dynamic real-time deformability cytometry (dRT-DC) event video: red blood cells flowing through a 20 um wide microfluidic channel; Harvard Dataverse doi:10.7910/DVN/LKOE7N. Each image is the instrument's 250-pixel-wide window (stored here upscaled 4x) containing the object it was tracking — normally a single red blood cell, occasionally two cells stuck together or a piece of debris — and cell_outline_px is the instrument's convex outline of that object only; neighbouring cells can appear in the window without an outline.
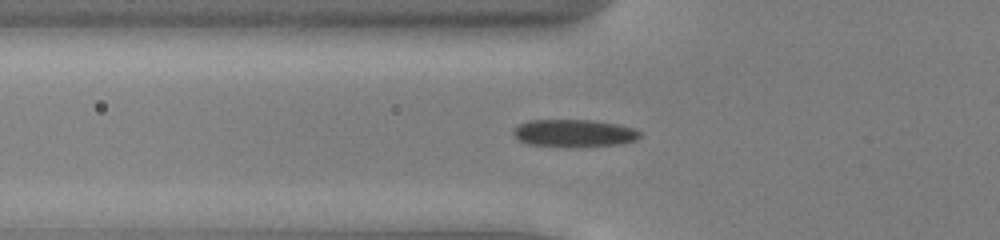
{"species": "common noctule bat (a hibernating species)", "species_latin": "Nyctalus noctula", "temperature_condition": "cold", "stored_images_in_passage": 54, "camera_frame_rate_fps": 3000, "um_per_image_px": 0.085, "animal": {"sex": "male", "body_mass_g": 13.0, "forearm_length_mm": 53.1}, "frame": {"image": 1, "passage_image": 20, "time_ms": 6.333, "image_size_px": [1000, 240], "cell_outline_px": [[640, 136], [636, 140], [620, 144], [572, 148], [528, 144], [520, 140], [512, 132], [512, 128], [528, 120], [592, 120], [620, 124], [636, 128], [640, 132]], "centroid_in_image_um": [48.82, 11.33], "position_along_channel_um": 77.0, "area_um2": 20.69}}
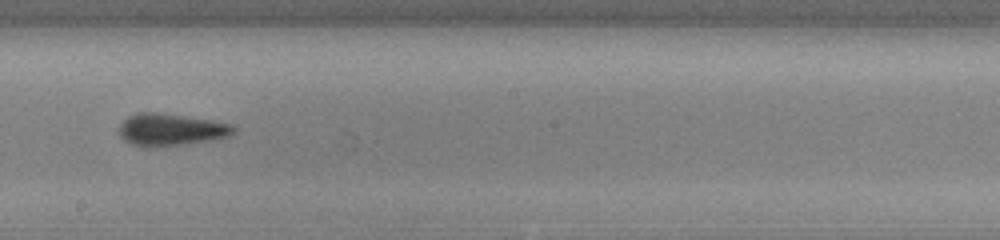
{"frame": {"image": 2, "passage_image": 32, "time_ms": 10.333, "image_size_px": [1000, 240], "cell_outline_px": [[236, 132], [232, 136], [212, 140], [188, 144], [148, 148], [132, 144], [124, 140], [120, 136], [120, 124], [128, 116], [140, 112], [156, 112], [212, 120], [232, 124], [236, 128]], "centroid_in_image_um": [14.56, 11.03], "position_along_channel_um": 233.6, "area_um2": 21.73}}
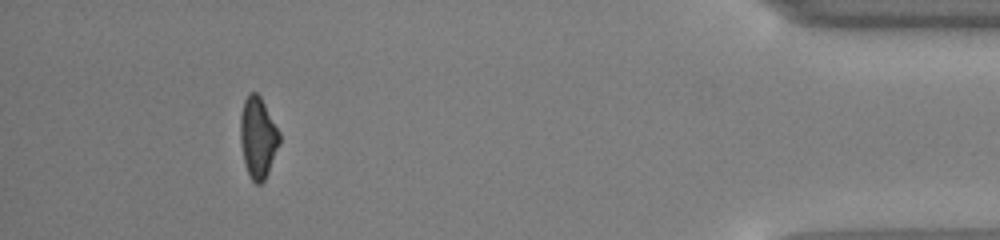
{"frame": {"image": 3, "passage_image": 50, "time_ms": 16.333, "image_size_px": [1000, 240], "cell_outline_px": [[280, 144], [268, 172], [264, 180], [260, 184], [256, 184], [252, 180], [244, 164], [240, 140], [240, 116], [244, 100], [248, 92], [256, 92], [260, 96], [280, 132]], "centroid_in_image_um": [21.92, 11.67], "position_along_channel_um": 413.3, "area_um2": 18.55}, "authors_computed_cell_mechanics": {"area_um2": 20.0566, "velocity_mm_per_s": 3.9245, "shape_relaxation_time_tau1_ms": 4.7714, "shape_relaxation_time_tau2_ms": 2.9769, "deformation_change_tau1": 0.109, "deformation_change_tau2": 0.0737}}